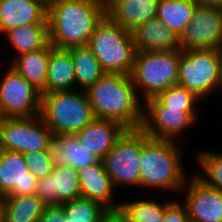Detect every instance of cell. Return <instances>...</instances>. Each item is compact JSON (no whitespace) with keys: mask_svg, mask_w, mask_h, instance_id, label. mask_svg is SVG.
<instances>
[{"mask_svg":"<svg viewBox=\"0 0 222 222\" xmlns=\"http://www.w3.org/2000/svg\"><path fill=\"white\" fill-rule=\"evenodd\" d=\"M179 59L180 50L136 51L130 76L142 101L177 84Z\"/></svg>","mask_w":222,"mask_h":222,"instance_id":"cell-6","label":"cell"},{"mask_svg":"<svg viewBox=\"0 0 222 222\" xmlns=\"http://www.w3.org/2000/svg\"><path fill=\"white\" fill-rule=\"evenodd\" d=\"M31 174L41 179L52 173L56 163L53 151L26 152L23 154Z\"/></svg>","mask_w":222,"mask_h":222,"instance_id":"cell-32","label":"cell"},{"mask_svg":"<svg viewBox=\"0 0 222 222\" xmlns=\"http://www.w3.org/2000/svg\"><path fill=\"white\" fill-rule=\"evenodd\" d=\"M120 208L126 213L131 222H163L165 201L156 198L126 200L121 202Z\"/></svg>","mask_w":222,"mask_h":222,"instance_id":"cell-28","label":"cell"},{"mask_svg":"<svg viewBox=\"0 0 222 222\" xmlns=\"http://www.w3.org/2000/svg\"><path fill=\"white\" fill-rule=\"evenodd\" d=\"M211 151H198L195 159L203 172L195 175L206 185L222 192V153Z\"/></svg>","mask_w":222,"mask_h":222,"instance_id":"cell-29","label":"cell"},{"mask_svg":"<svg viewBox=\"0 0 222 222\" xmlns=\"http://www.w3.org/2000/svg\"><path fill=\"white\" fill-rule=\"evenodd\" d=\"M87 46L105 73L131 74L136 54L132 33L107 15L96 25Z\"/></svg>","mask_w":222,"mask_h":222,"instance_id":"cell-4","label":"cell"},{"mask_svg":"<svg viewBox=\"0 0 222 222\" xmlns=\"http://www.w3.org/2000/svg\"><path fill=\"white\" fill-rule=\"evenodd\" d=\"M52 150L57 164L70 166L75 170L93 165L99 161L96 156L80 144L74 134L54 135Z\"/></svg>","mask_w":222,"mask_h":222,"instance_id":"cell-23","label":"cell"},{"mask_svg":"<svg viewBox=\"0 0 222 222\" xmlns=\"http://www.w3.org/2000/svg\"><path fill=\"white\" fill-rule=\"evenodd\" d=\"M105 15L101 0H54L47 6L49 43L60 49L86 46Z\"/></svg>","mask_w":222,"mask_h":222,"instance_id":"cell-1","label":"cell"},{"mask_svg":"<svg viewBox=\"0 0 222 222\" xmlns=\"http://www.w3.org/2000/svg\"><path fill=\"white\" fill-rule=\"evenodd\" d=\"M64 222H89V221H79V220H70V219H65Z\"/></svg>","mask_w":222,"mask_h":222,"instance_id":"cell-37","label":"cell"},{"mask_svg":"<svg viewBox=\"0 0 222 222\" xmlns=\"http://www.w3.org/2000/svg\"><path fill=\"white\" fill-rule=\"evenodd\" d=\"M197 7L194 0H159L156 18L180 36L191 22Z\"/></svg>","mask_w":222,"mask_h":222,"instance_id":"cell-25","label":"cell"},{"mask_svg":"<svg viewBox=\"0 0 222 222\" xmlns=\"http://www.w3.org/2000/svg\"><path fill=\"white\" fill-rule=\"evenodd\" d=\"M65 219L66 215L60 205L46 206L39 218V222H64Z\"/></svg>","mask_w":222,"mask_h":222,"instance_id":"cell-34","label":"cell"},{"mask_svg":"<svg viewBox=\"0 0 222 222\" xmlns=\"http://www.w3.org/2000/svg\"><path fill=\"white\" fill-rule=\"evenodd\" d=\"M42 1L48 5L50 2H53L54 0H42Z\"/></svg>","mask_w":222,"mask_h":222,"instance_id":"cell-38","label":"cell"},{"mask_svg":"<svg viewBox=\"0 0 222 222\" xmlns=\"http://www.w3.org/2000/svg\"><path fill=\"white\" fill-rule=\"evenodd\" d=\"M188 180L181 192H186L183 203L190 222H222V192L206 185L195 173Z\"/></svg>","mask_w":222,"mask_h":222,"instance_id":"cell-13","label":"cell"},{"mask_svg":"<svg viewBox=\"0 0 222 222\" xmlns=\"http://www.w3.org/2000/svg\"><path fill=\"white\" fill-rule=\"evenodd\" d=\"M67 50L74 62L76 89L79 86V90H86L105 74L99 61L87 45L73 46Z\"/></svg>","mask_w":222,"mask_h":222,"instance_id":"cell-27","label":"cell"},{"mask_svg":"<svg viewBox=\"0 0 222 222\" xmlns=\"http://www.w3.org/2000/svg\"><path fill=\"white\" fill-rule=\"evenodd\" d=\"M77 173L81 197L96 201L106 209H114L121 206V202L114 201L115 186L101 160L93 165L77 170Z\"/></svg>","mask_w":222,"mask_h":222,"instance_id":"cell-17","label":"cell"},{"mask_svg":"<svg viewBox=\"0 0 222 222\" xmlns=\"http://www.w3.org/2000/svg\"><path fill=\"white\" fill-rule=\"evenodd\" d=\"M3 35L19 56L43 48L49 42L48 24H28L12 28Z\"/></svg>","mask_w":222,"mask_h":222,"instance_id":"cell-26","label":"cell"},{"mask_svg":"<svg viewBox=\"0 0 222 222\" xmlns=\"http://www.w3.org/2000/svg\"><path fill=\"white\" fill-rule=\"evenodd\" d=\"M75 86V67L70 52L51 45L46 94L74 90Z\"/></svg>","mask_w":222,"mask_h":222,"instance_id":"cell-22","label":"cell"},{"mask_svg":"<svg viewBox=\"0 0 222 222\" xmlns=\"http://www.w3.org/2000/svg\"><path fill=\"white\" fill-rule=\"evenodd\" d=\"M221 69H222V53H221ZM221 91H222V83H221Z\"/></svg>","mask_w":222,"mask_h":222,"instance_id":"cell-39","label":"cell"},{"mask_svg":"<svg viewBox=\"0 0 222 222\" xmlns=\"http://www.w3.org/2000/svg\"><path fill=\"white\" fill-rule=\"evenodd\" d=\"M42 0H0V33L28 24H48Z\"/></svg>","mask_w":222,"mask_h":222,"instance_id":"cell-18","label":"cell"},{"mask_svg":"<svg viewBox=\"0 0 222 222\" xmlns=\"http://www.w3.org/2000/svg\"><path fill=\"white\" fill-rule=\"evenodd\" d=\"M140 155L141 128L127 129L102 160L115 188L140 187Z\"/></svg>","mask_w":222,"mask_h":222,"instance_id":"cell-9","label":"cell"},{"mask_svg":"<svg viewBox=\"0 0 222 222\" xmlns=\"http://www.w3.org/2000/svg\"><path fill=\"white\" fill-rule=\"evenodd\" d=\"M53 136L40 115L0 118V150H13L22 154L53 151Z\"/></svg>","mask_w":222,"mask_h":222,"instance_id":"cell-8","label":"cell"},{"mask_svg":"<svg viewBox=\"0 0 222 222\" xmlns=\"http://www.w3.org/2000/svg\"><path fill=\"white\" fill-rule=\"evenodd\" d=\"M166 201L163 222H190L187 207L182 201L178 202L176 199Z\"/></svg>","mask_w":222,"mask_h":222,"instance_id":"cell-33","label":"cell"},{"mask_svg":"<svg viewBox=\"0 0 222 222\" xmlns=\"http://www.w3.org/2000/svg\"><path fill=\"white\" fill-rule=\"evenodd\" d=\"M127 129L118 121L95 118L74 135L83 147L102 161Z\"/></svg>","mask_w":222,"mask_h":222,"instance_id":"cell-16","label":"cell"},{"mask_svg":"<svg viewBox=\"0 0 222 222\" xmlns=\"http://www.w3.org/2000/svg\"><path fill=\"white\" fill-rule=\"evenodd\" d=\"M131 33L136 51L181 50L179 36L157 18L138 25Z\"/></svg>","mask_w":222,"mask_h":222,"instance_id":"cell-20","label":"cell"},{"mask_svg":"<svg viewBox=\"0 0 222 222\" xmlns=\"http://www.w3.org/2000/svg\"><path fill=\"white\" fill-rule=\"evenodd\" d=\"M143 103V121L140 128L153 139L176 141L198 118L197 111L167 108L155 97Z\"/></svg>","mask_w":222,"mask_h":222,"instance_id":"cell-10","label":"cell"},{"mask_svg":"<svg viewBox=\"0 0 222 222\" xmlns=\"http://www.w3.org/2000/svg\"><path fill=\"white\" fill-rule=\"evenodd\" d=\"M159 0H109L106 15L130 32L151 19L156 18Z\"/></svg>","mask_w":222,"mask_h":222,"instance_id":"cell-19","label":"cell"},{"mask_svg":"<svg viewBox=\"0 0 222 222\" xmlns=\"http://www.w3.org/2000/svg\"><path fill=\"white\" fill-rule=\"evenodd\" d=\"M222 43V9L198 6L191 22L179 36L181 50H220Z\"/></svg>","mask_w":222,"mask_h":222,"instance_id":"cell-12","label":"cell"},{"mask_svg":"<svg viewBox=\"0 0 222 222\" xmlns=\"http://www.w3.org/2000/svg\"><path fill=\"white\" fill-rule=\"evenodd\" d=\"M60 206L67 219L89 222H99L101 215L106 210L100 203L84 197L65 202Z\"/></svg>","mask_w":222,"mask_h":222,"instance_id":"cell-31","label":"cell"},{"mask_svg":"<svg viewBox=\"0 0 222 222\" xmlns=\"http://www.w3.org/2000/svg\"><path fill=\"white\" fill-rule=\"evenodd\" d=\"M85 92L95 118L115 120L128 129L141 127L144 103L130 75L105 73Z\"/></svg>","mask_w":222,"mask_h":222,"instance_id":"cell-2","label":"cell"},{"mask_svg":"<svg viewBox=\"0 0 222 222\" xmlns=\"http://www.w3.org/2000/svg\"><path fill=\"white\" fill-rule=\"evenodd\" d=\"M177 143L150 138L141 129V187L181 192L188 175L183 167V151Z\"/></svg>","mask_w":222,"mask_h":222,"instance_id":"cell-3","label":"cell"},{"mask_svg":"<svg viewBox=\"0 0 222 222\" xmlns=\"http://www.w3.org/2000/svg\"><path fill=\"white\" fill-rule=\"evenodd\" d=\"M40 116L54 135H71L95 119L85 90L41 94Z\"/></svg>","mask_w":222,"mask_h":222,"instance_id":"cell-5","label":"cell"},{"mask_svg":"<svg viewBox=\"0 0 222 222\" xmlns=\"http://www.w3.org/2000/svg\"><path fill=\"white\" fill-rule=\"evenodd\" d=\"M37 183L22 153L0 150V198L33 195Z\"/></svg>","mask_w":222,"mask_h":222,"instance_id":"cell-14","label":"cell"},{"mask_svg":"<svg viewBox=\"0 0 222 222\" xmlns=\"http://www.w3.org/2000/svg\"><path fill=\"white\" fill-rule=\"evenodd\" d=\"M35 194L46 206H58L81 197L77 170L55 163L50 175L38 179Z\"/></svg>","mask_w":222,"mask_h":222,"instance_id":"cell-15","label":"cell"},{"mask_svg":"<svg viewBox=\"0 0 222 222\" xmlns=\"http://www.w3.org/2000/svg\"><path fill=\"white\" fill-rule=\"evenodd\" d=\"M167 108L180 109V111H198L196 105L204 102L193 92L181 85H172L155 97Z\"/></svg>","mask_w":222,"mask_h":222,"instance_id":"cell-30","label":"cell"},{"mask_svg":"<svg viewBox=\"0 0 222 222\" xmlns=\"http://www.w3.org/2000/svg\"><path fill=\"white\" fill-rule=\"evenodd\" d=\"M41 93L10 65L0 79V118L40 115Z\"/></svg>","mask_w":222,"mask_h":222,"instance_id":"cell-11","label":"cell"},{"mask_svg":"<svg viewBox=\"0 0 222 222\" xmlns=\"http://www.w3.org/2000/svg\"><path fill=\"white\" fill-rule=\"evenodd\" d=\"M221 83L220 50H180L178 85L190 90L203 101L216 90L220 92Z\"/></svg>","mask_w":222,"mask_h":222,"instance_id":"cell-7","label":"cell"},{"mask_svg":"<svg viewBox=\"0 0 222 222\" xmlns=\"http://www.w3.org/2000/svg\"><path fill=\"white\" fill-rule=\"evenodd\" d=\"M198 6L213 7L222 9V0H194Z\"/></svg>","mask_w":222,"mask_h":222,"instance_id":"cell-36","label":"cell"},{"mask_svg":"<svg viewBox=\"0 0 222 222\" xmlns=\"http://www.w3.org/2000/svg\"><path fill=\"white\" fill-rule=\"evenodd\" d=\"M46 205L36 196L0 198L1 222H39Z\"/></svg>","mask_w":222,"mask_h":222,"instance_id":"cell-24","label":"cell"},{"mask_svg":"<svg viewBox=\"0 0 222 222\" xmlns=\"http://www.w3.org/2000/svg\"><path fill=\"white\" fill-rule=\"evenodd\" d=\"M51 53L48 42L43 48L15 56L9 64L41 94H46V78Z\"/></svg>","mask_w":222,"mask_h":222,"instance_id":"cell-21","label":"cell"},{"mask_svg":"<svg viewBox=\"0 0 222 222\" xmlns=\"http://www.w3.org/2000/svg\"><path fill=\"white\" fill-rule=\"evenodd\" d=\"M99 222H131L126 213L119 207L106 209L101 215Z\"/></svg>","mask_w":222,"mask_h":222,"instance_id":"cell-35","label":"cell"}]
</instances>
